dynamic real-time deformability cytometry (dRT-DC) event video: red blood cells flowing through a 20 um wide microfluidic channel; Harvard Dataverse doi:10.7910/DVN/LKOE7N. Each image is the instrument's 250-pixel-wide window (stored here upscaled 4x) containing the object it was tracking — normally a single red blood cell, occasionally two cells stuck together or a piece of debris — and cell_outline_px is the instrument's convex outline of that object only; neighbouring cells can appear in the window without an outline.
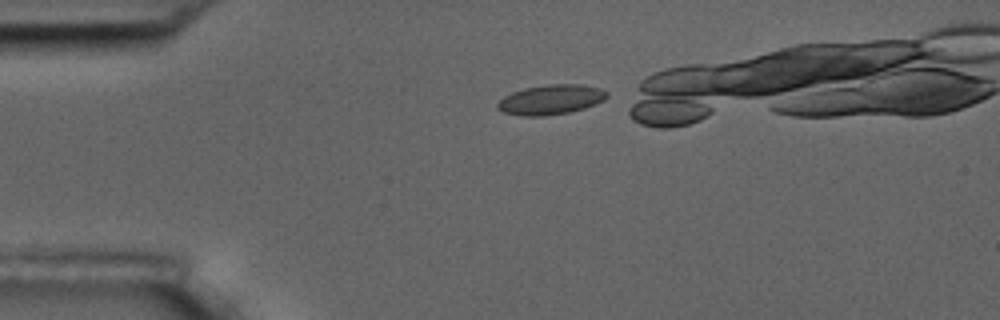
{"species": "common noctule bat (a hibernating species)", "species_latin": "Nyctalus noctula", "temperature_condition": "room temperature", "stored_images_in_passage": 2, "camera_frame_rate_fps": 3000, "um_per_image_px": 0.085, "animal": {"sex": "male", "body_mass_g": 17.5, "forearm_length_mm": 52.3}, "frame": {"image": 1, "passage_image": 1, "time_ms": 0.0, "image_size_px": [1000, 320], "cell_outline_px": [[608, 96], [604, 100], [584, 108], [568, 112], [544, 116], [524, 116], [504, 112], [496, 108], [496, 104], [504, 96], [512, 92], [524, 88], [548, 84], [580, 84], [600, 88], [608, 92]], "centroid_in_image_um": [46.81, 8.46], "position_along_channel_um": 38.2, "area_um2": 18.96}}